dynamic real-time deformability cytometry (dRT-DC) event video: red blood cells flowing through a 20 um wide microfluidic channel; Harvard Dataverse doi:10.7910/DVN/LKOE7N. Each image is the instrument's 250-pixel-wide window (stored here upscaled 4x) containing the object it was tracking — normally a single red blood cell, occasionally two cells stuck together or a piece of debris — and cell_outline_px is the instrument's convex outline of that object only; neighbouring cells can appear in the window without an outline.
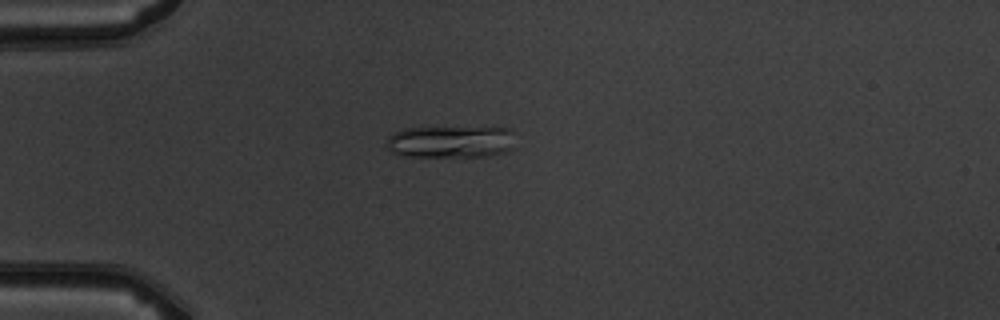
{"species": "common noctule bat (a hibernating species)", "species_latin": "Nyctalus noctula", "temperature_condition": "warm", "stored_images_in_passage": 6, "camera_frame_rate_fps": 3000, "um_per_image_px": 0.085, "animal": {"sex": "male", "body_mass_g": 19.5, "forearm_length_mm": 54.6}, "frame": {"image": 1, "passage_image": 6, "time_ms": 6.0, "image_size_px": [1000, 320], "cell_outline_px": [[516, 148], [504, 152], [488, 156], [404, 156], [392, 152], [388, 148], [388, 136], [404, 128], [512, 128]], "centroid_in_image_um": [38.38, 12.05], "position_along_channel_um": 46.6, "area_um2": 24.04}}